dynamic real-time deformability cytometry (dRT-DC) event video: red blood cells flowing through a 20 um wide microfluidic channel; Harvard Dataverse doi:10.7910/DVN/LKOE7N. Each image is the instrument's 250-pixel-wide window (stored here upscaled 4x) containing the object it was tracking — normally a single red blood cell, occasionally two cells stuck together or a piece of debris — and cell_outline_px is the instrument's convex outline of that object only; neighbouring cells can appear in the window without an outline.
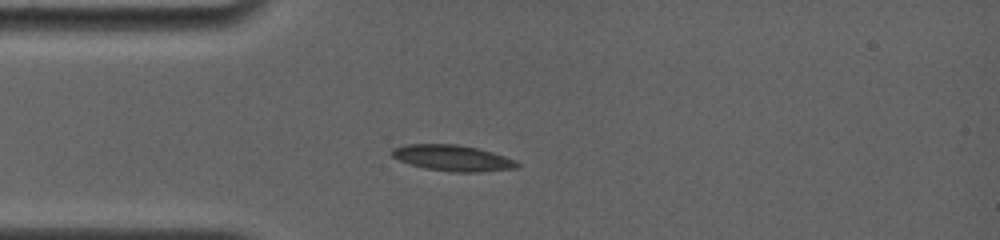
{"species": "common noctule bat (a hibernating species)", "species_latin": "Nyctalus noctula", "temperature_condition": "room temperature", "stored_images_in_passage": 17, "camera_frame_rate_fps": 4000, "um_per_image_px": 0.085, "animal": {"sex": "female", "body_mass_g": 19.0, "forearm_length_mm": 56.7}, "frame": {"image": 1, "passage_image": 6, "time_ms": 3.25, "image_size_px": [1000, 240], "cell_outline_px": [[520, 168], [476, 172], [452, 172], [424, 168], [400, 160], [392, 156], [388, 152], [392, 148], [404, 144], [456, 144], [476, 148], [492, 152], [516, 160], [520, 164]], "centroid_in_image_um": [38.47, 13.43], "position_along_channel_um": 46.5, "area_um2": 19.02}}
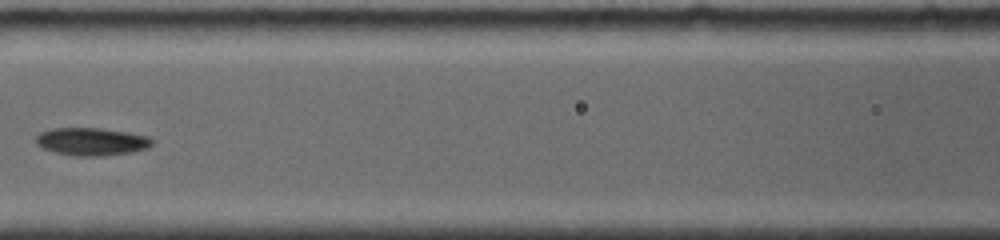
{"frame": {"image": 2, "passage_image": 11, "time_ms": 6.5, "image_size_px": [1000, 240], "cell_outline_px": [[156, 140], [148, 148], [132, 152], [104, 156], [72, 156], [40, 148], [36, 144], [36, 136], [40, 132], [52, 128], [100, 128], [128, 132], [148, 136]], "centroid_in_image_um": [7.79, 12.04], "position_along_channel_um": 158.8, "area_um2": 19.07}}
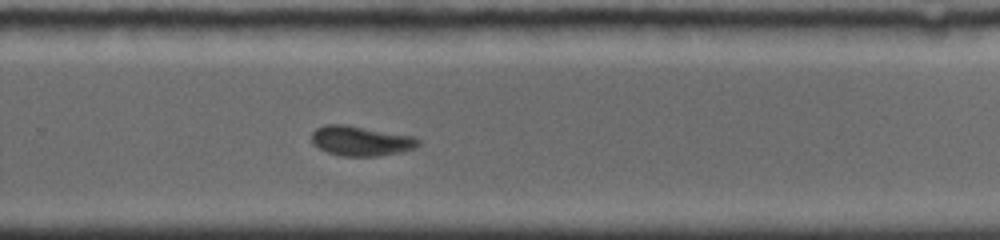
{"frame": {"image": 3, "passage_image": 17, "time_ms": 10.25, "image_size_px": [1000, 240], "cell_outline_px": [[420, 144], [416, 148], [400, 152], [380, 156], [344, 156], [328, 152], [312, 144], [312, 132], [316, 128], [324, 124], [344, 124], [412, 136], [420, 140]], "centroid_in_image_um": [30.67, 11.97], "position_along_channel_um": 299.1, "area_um2": 18.5}}